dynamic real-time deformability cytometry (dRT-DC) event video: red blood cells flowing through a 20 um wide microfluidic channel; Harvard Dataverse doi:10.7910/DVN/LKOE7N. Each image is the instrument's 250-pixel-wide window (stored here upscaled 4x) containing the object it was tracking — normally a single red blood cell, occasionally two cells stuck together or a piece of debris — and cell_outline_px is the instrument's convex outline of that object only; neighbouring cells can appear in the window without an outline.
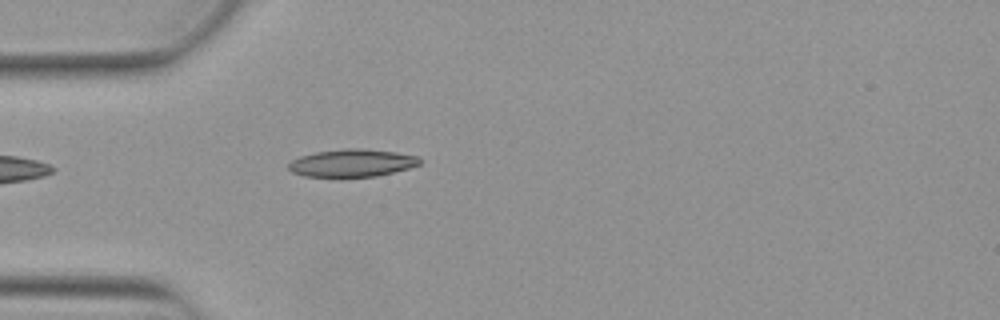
{"species": "Egyptian fruit bat (a non-hibernating species)", "species_latin": "Rousettus aegyptiacus", "temperature_condition": "warm", "stored_images_in_passage": 8, "camera_frame_rate_fps": 3000, "um_per_image_px": 0.085, "animal": {"sex": "female"}, "frame": {"image": 1, "passage_image": 1, "time_ms": 0.0, "image_size_px": [1000, 320], "cell_outline_px": [[420, 164], [408, 168], [376, 176], [304, 176], [292, 172], [288, 168], [288, 164], [292, 160], [300, 156], [316, 152], [344, 148], [360, 148], [396, 152], [416, 156], [420, 160]], "centroid_in_image_um": [29.9, 13.84], "position_along_channel_um": 55.1, "area_um2": 20.81}}
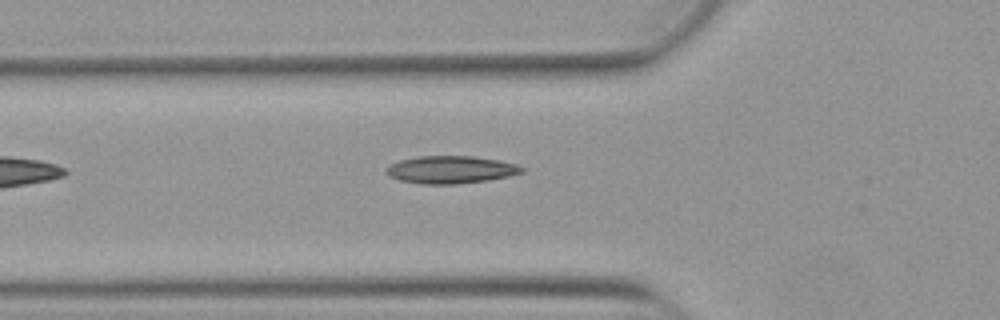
{"frame": {"image": 2, "passage_image": 4, "time_ms": 1.0, "image_size_px": [1000, 320], "cell_outline_px": [[524, 172], [508, 176], [488, 180], [456, 184], [420, 184], [400, 180], [388, 176], [384, 172], [384, 168], [388, 164], [400, 160], [416, 156], [472, 156], [500, 160], [516, 164], [524, 168]], "centroid_in_image_um": [38.26, 14.42], "position_along_channel_um": 87.5, "area_um2": 22.02}}